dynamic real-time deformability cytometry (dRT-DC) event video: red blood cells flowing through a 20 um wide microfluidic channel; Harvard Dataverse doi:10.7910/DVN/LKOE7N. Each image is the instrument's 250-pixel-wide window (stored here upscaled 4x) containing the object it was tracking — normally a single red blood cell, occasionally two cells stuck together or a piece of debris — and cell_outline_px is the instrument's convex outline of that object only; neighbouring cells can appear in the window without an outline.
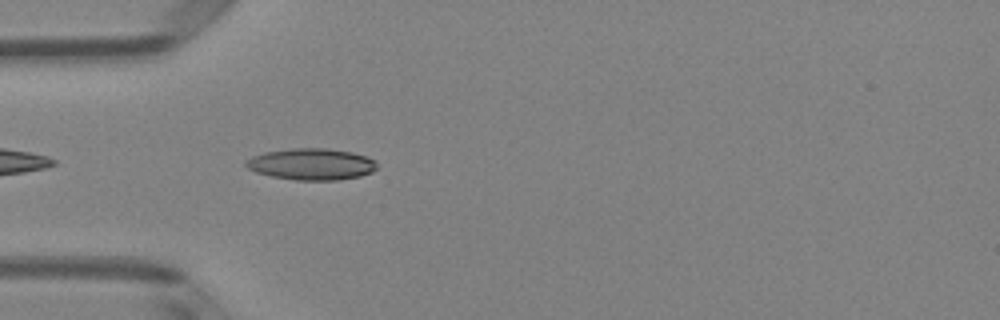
{"species": "Egyptian fruit bat (a non-hibernating species)", "species_latin": "Rousettus aegyptiacus", "temperature_condition": "room temperature", "stored_images_in_passage": 21, "camera_frame_rate_fps": 3000, "um_per_image_px": 0.085, "animal": {"sex": "female"}, "frame": {"image": 1, "passage_image": 3, "time_ms": 0.667, "image_size_px": [1000, 320], "cell_outline_px": [[376, 168], [372, 172], [360, 176], [340, 180], [296, 180], [272, 176], [256, 172], [248, 168], [244, 164], [244, 160], [252, 156], [264, 152], [292, 148], [328, 148], [352, 152], [368, 156], [376, 160]], "centroid_in_image_um": [26.48, 13.94], "position_along_channel_um": 58.5, "area_um2": 24.28}}
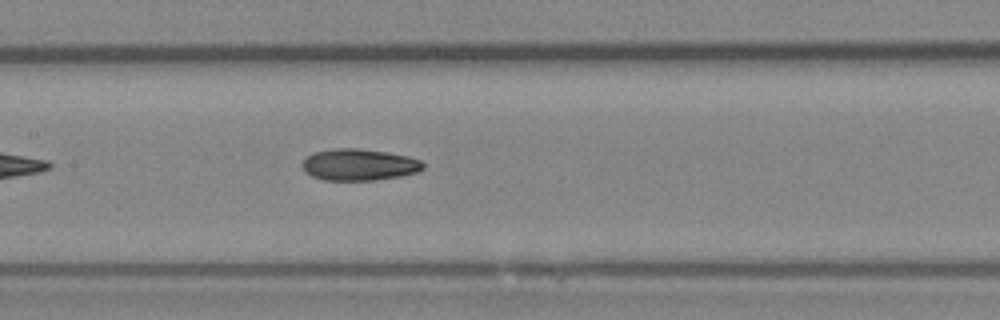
{"frame": {"image": 2, "passage_image": 12, "time_ms": 3.667, "image_size_px": [1000, 320], "cell_outline_px": [[424, 168], [416, 172], [400, 176], [376, 180], [324, 180], [312, 176], [304, 172], [300, 164], [308, 156], [316, 152], [336, 148], [356, 148], [384, 152], [408, 156], [420, 160], [424, 164]], "centroid_in_image_um": [30.5, 14.01], "position_along_channel_um": 176.9, "area_um2": 22.14}}
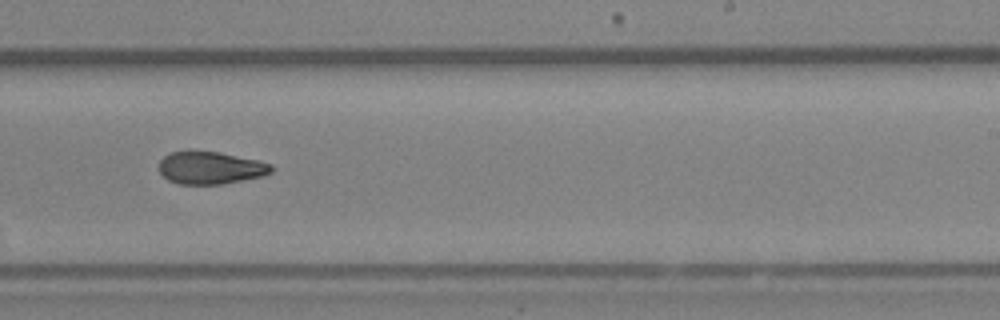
{"frame": {"image": 3, "passage_image": 19, "time_ms": 6.0, "image_size_px": [1000, 320], "cell_outline_px": [[272, 172], [264, 176], [224, 184], [176, 184], [168, 180], [160, 172], [160, 160], [168, 152], [220, 152], [260, 160], [272, 164]], "centroid_in_image_um": [17.93, 14.28], "position_along_channel_um": 271.1, "area_um2": 21.33}}